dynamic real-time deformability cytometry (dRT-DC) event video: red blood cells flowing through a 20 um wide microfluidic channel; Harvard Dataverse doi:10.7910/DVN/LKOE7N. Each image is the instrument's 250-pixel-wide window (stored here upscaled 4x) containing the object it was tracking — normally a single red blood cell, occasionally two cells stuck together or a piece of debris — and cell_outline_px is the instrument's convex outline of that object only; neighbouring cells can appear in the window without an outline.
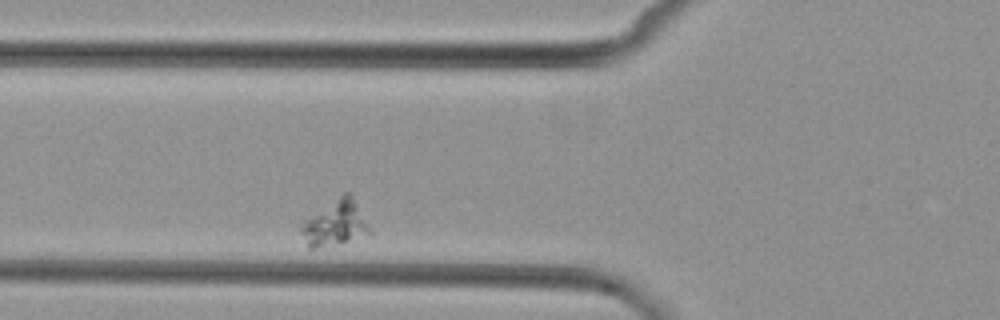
{"species": "common noctule bat (a hibernating species)", "species_latin": "Nyctalus noctula", "temperature_condition": "cold", "stored_images_in_passage": 3, "camera_frame_rate_fps": 3000, "um_per_image_px": 0.085, "animal": {"sex": "female", "body_mass_g": 29.2, "forearm_length_mm": 56.3}, "frame": {"image": 1, "passage_image": 2, "time_ms": 1.0, "image_size_px": [1000, 320], "cell_outline_px": [[372, 232], [316, 248], [308, 248], [300, 232], [300, 228], [304, 220], [344, 192], [348, 192], [352, 196], [372, 228]], "centroid_in_image_um": [28.48, 18.94], "position_along_channel_um": 97.3, "area_um2": 17.51}}